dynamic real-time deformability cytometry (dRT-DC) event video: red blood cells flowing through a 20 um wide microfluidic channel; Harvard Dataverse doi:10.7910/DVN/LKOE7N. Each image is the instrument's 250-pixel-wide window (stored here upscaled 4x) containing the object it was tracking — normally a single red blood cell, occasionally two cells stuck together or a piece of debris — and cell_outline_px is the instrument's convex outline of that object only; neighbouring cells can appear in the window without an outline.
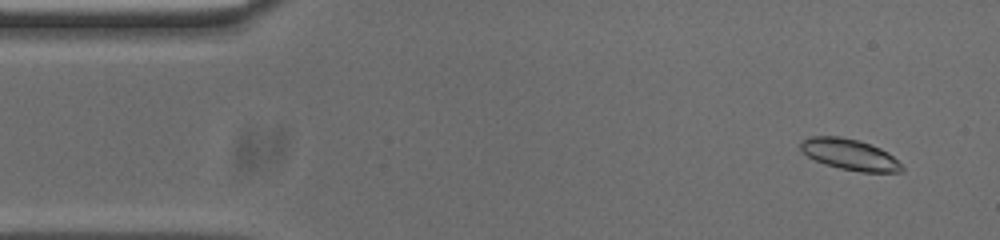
{"species": "common noctule bat (a hibernating species)", "species_latin": "Nyctalus noctula", "temperature_condition": "cold", "stored_images_in_passage": 51, "camera_frame_rate_fps": 3000, "um_per_image_px": 0.085, "animal": {"sex": "male", "body_mass_g": 20.0, "forearm_length_mm": 53.3}, "frame": {"image": 1, "passage_image": 3, "time_ms": 0.667, "image_size_px": [1000, 240], "cell_outline_px": [[904, 172], [860, 172], [840, 168], [824, 164], [808, 156], [800, 148], [800, 144], [804, 140], [812, 136], [840, 136], [860, 140], [880, 148], [888, 152], [904, 168]], "centroid_in_image_um": [72.25, 13.13], "position_along_channel_um": 12.8, "area_um2": 18.21}}
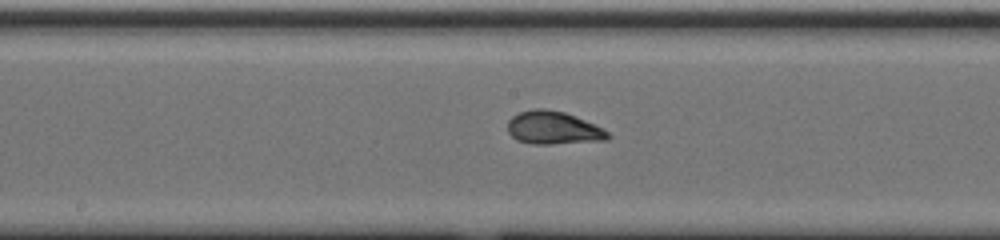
{"frame": {"image": 2, "passage_image": 24, "time_ms": 7.667, "image_size_px": [1000, 240], "cell_outline_px": [[612, 136], [608, 140], [552, 144], [532, 144], [516, 140], [508, 132], [508, 120], [512, 116], [520, 112], [532, 108], [544, 108], [564, 112], [576, 116], [604, 128]], "centroid_in_image_um": [47.05, 10.87], "position_along_channel_um": 201.2, "area_um2": 19.54}}
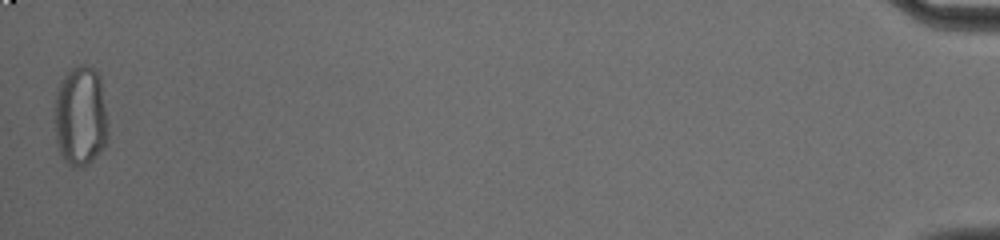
{"frame": {"image": 3, "passage_image": 51, "time_ms": 16.667, "image_size_px": [1000, 240], "cell_outline_px": [[108, 136], [104, 148], [88, 164], [80, 168], [76, 168], [68, 164], [60, 156], [56, 140], [52, 108], [56, 92], [60, 80], [72, 68], [80, 64], [84, 64], [92, 68], [100, 76], [108, 124]], "centroid_in_image_um": [6.81, 9.9], "position_along_channel_um": 428.4, "area_um2": 32.08}}